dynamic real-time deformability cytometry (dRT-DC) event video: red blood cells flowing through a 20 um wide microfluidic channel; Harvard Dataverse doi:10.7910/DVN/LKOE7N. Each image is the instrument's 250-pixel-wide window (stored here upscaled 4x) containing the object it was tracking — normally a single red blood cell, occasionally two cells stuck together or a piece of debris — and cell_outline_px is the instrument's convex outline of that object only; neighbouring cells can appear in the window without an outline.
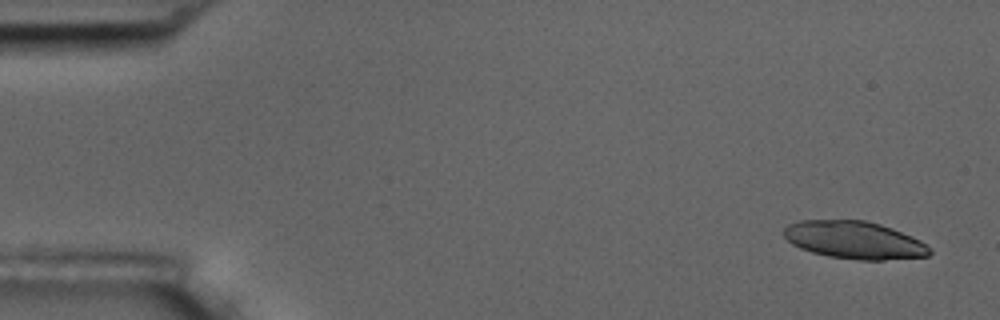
{"species": "common noctule bat (a hibernating species)", "species_latin": "Nyctalus noctula", "temperature_condition": "room temperature", "stored_images_in_passage": 4, "camera_frame_rate_fps": 3000, "um_per_image_px": 0.085, "animal": {"sex": "male", "body_mass_g": 17.5, "forearm_length_mm": 52.3}, "frame": {"image": 1, "passage_image": 1, "time_ms": 0.0, "image_size_px": [1000, 320], "cell_outline_px": [[932, 252], [928, 256], [884, 260], [860, 260], [828, 256], [812, 252], [800, 248], [792, 244], [784, 236], [784, 228], [788, 224], [800, 220], [864, 220], [880, 224], [892, 228], [912, 236], [920, 240], [932, 248]], "centroid_in_image_um": [72.64, 20.4], "position_along_channel_um": 12.4, "area_um2": 32.02}}